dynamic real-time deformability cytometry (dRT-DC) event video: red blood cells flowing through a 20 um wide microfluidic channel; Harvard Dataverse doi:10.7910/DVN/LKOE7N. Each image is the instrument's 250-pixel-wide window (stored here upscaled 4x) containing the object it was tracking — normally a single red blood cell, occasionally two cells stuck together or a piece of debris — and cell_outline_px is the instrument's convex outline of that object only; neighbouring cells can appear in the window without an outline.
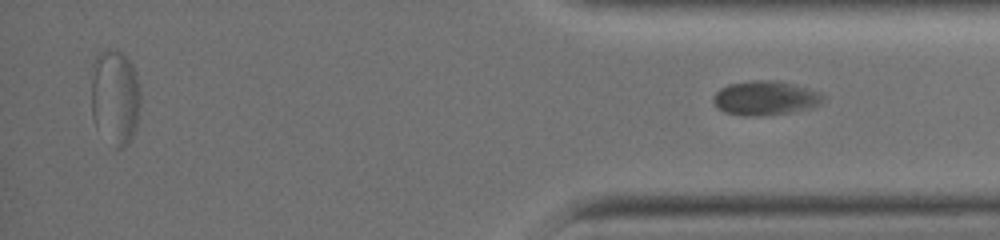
{"species": "common noctule bat (a hibernating species)", "species_latin": "Nyctalus noctula", "temperature_condition": "warm", "stored_images_in_passage": 44, "segment_of_instrument_passage": [2, 2], "camera_frame_rate_fps": 3000, "um_per_image_px": 0.085, "animal": {"sex": "female", "body_mass_g": 19.0, "forearm_length_mm": 51.5}, "frame": {"image": 1, "passage_image": 44, "time_ms": 14.333, "image_size_px": [1000, 240], "cell_outline_px": [[824, 100], [820, 104], [812, 108], [792, 112], [760, 116], [744, 116], [724, 112], [712, 100], [712, 96], [720, 88], [728, 84], [756, 80], [772, 80], [804, 88], [816, 92], [824, 96]], "centroid_in_image_um": [65.01, 8.35], "position_along_channel_um": 370.2, "area_um2": 21.62}}